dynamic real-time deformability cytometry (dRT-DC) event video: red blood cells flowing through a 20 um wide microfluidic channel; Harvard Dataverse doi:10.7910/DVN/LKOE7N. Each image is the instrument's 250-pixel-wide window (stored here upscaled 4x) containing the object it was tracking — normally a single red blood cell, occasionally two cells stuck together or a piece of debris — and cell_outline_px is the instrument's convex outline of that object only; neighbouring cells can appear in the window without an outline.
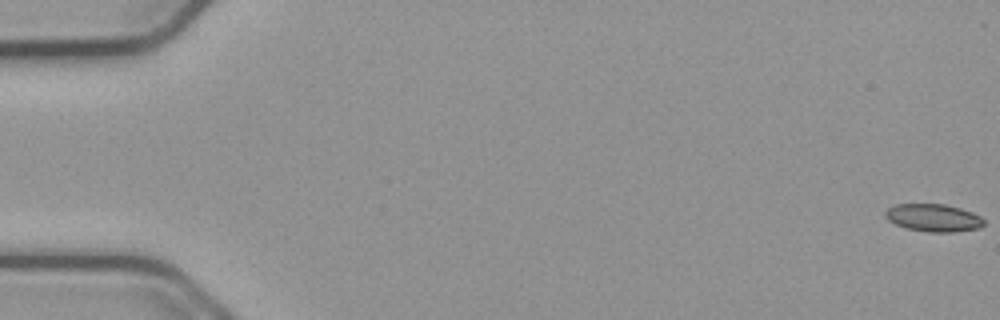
{"species": "common noctule bat (a hibernating species)", "species_latin": "Nyctalus noctula", "temperature_condition": "cold", "stored_images_in_passage": 57, "camera_frame_rate_fps": 3000, "um_per_image_px": 0.085, "animal": {"sex": "male", "body_mass_g": 23.1, "forearm_length_mm": 52.7}, "frame": {"image": 1, "passage_image": 1, "time_ms": 0.0, "image_size_px": [1000, 320], "cell_outline_px": [[984, 224], [980, 228], [952, 232], [928, 232], [908, 228], [896, 224], [888, 220], [884, 216], [884, 212], [888, 208], [896, 204], [944, 204], [960, 208], [972, 212], [980, 216], [984, 220]], "centroid_in_image_um": [79.34, 18.51], "position_along_channel_um": 5.7, "area_um2": 15.84}}
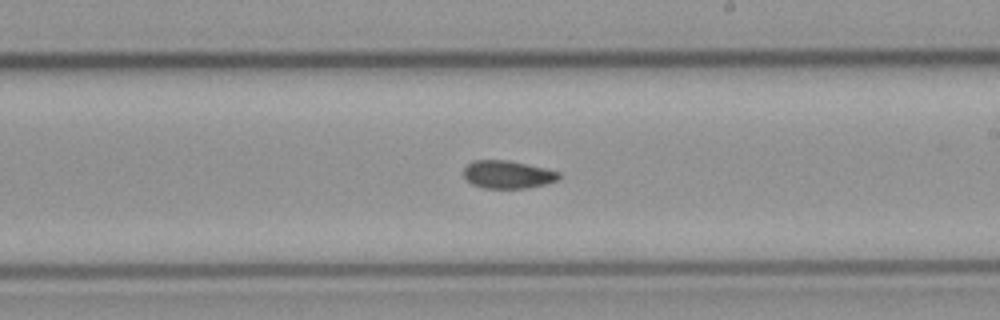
{"frame": {"image": 2, "passage_image": 33, "time_ms": 10.667, "image_size_px": [1000, 320], "cell_outline_px": [[564, 176], [560, 180], [528, 188], [484, 188], [472, 184], [464, 180], [464, 168], [472, 160], [508, 160], [544, 168], [560, 172]], "centroid_in_image_um": [43.17, 14.84], "position_along_channel_um": 245.8, "area_um2": 15.66}}
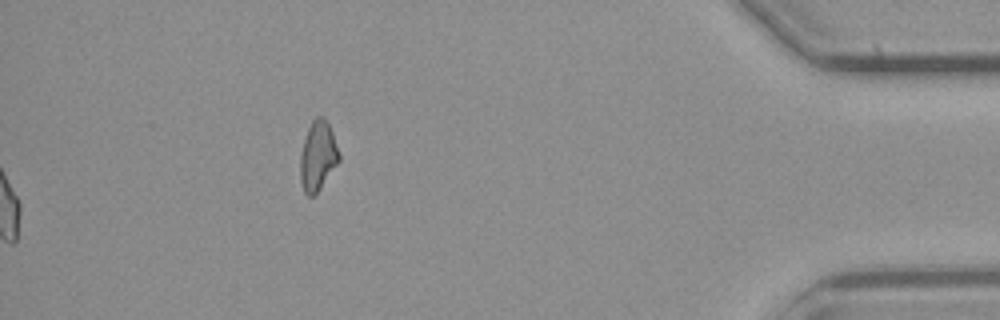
{"frame": {"image": 3, "passage_image": 57, "time_ms": 18.667, "image_size_px": [1000, 320], "cell_outline_px": [[340, 160], [320, 188], [312, 196], [308, 196], [304, 192], [300, 180], [300, 152], [308, 128], [312, 120], [316, 116], [324, 116], [332, 132], [340, 156]], "centroid_in_image_um": [27.0, 13.24], "position_along_channel_um": 408.2, "area_um2": 15.61}, "authors_computed_cell_mechanics": {"area_um2": 15.895, "velocity_mm_per_s": 3.7531, "shape_relaxation_time_tau1_ms": null, "shape_relaxation_time_tau2_ms": 3.7098, "deformation_change_tau1": null, "deformation_change_tau2": 0.0594}}